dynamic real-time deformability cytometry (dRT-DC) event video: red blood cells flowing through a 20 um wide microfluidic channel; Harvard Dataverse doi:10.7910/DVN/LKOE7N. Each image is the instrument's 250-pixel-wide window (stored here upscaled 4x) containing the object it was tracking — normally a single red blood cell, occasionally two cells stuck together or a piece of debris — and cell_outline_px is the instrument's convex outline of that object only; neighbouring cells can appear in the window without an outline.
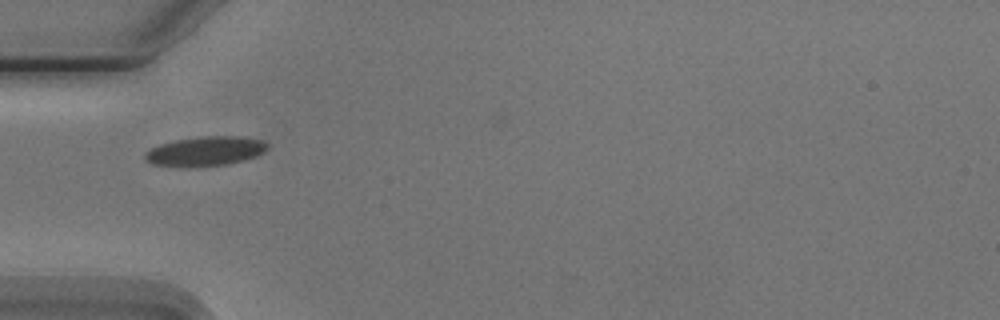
{"species": "Egyptian fruit bat (a non-hibernating species)", "species_latin": "Rousettus aegyptiacus", "temperature_condition": "cold", "stored_images_in_passage": 3, "camera_frame_rate_fps": 3000, "um_per_image_px": 0.085, "animal": {"sex": "male"}, "frame": {"image": 1, "passage_image": 1, "time_ms": 0.0, "image_size_px": [1000, 320], "cell_outline_px": [[268, 148], [264, 152], [256, 156], [244, 160], [228, 164], [196, 168], [180, 168], [152, 164], [144, 160], [144, 152], [160, 144], [176, 140], [200, 136], [244, 136], [264, 140], [268, 144]], "centroid_in_image_um": [17.45, 12.87], "position_along_channel_um": 67.6, "area_um2": 21.68}}
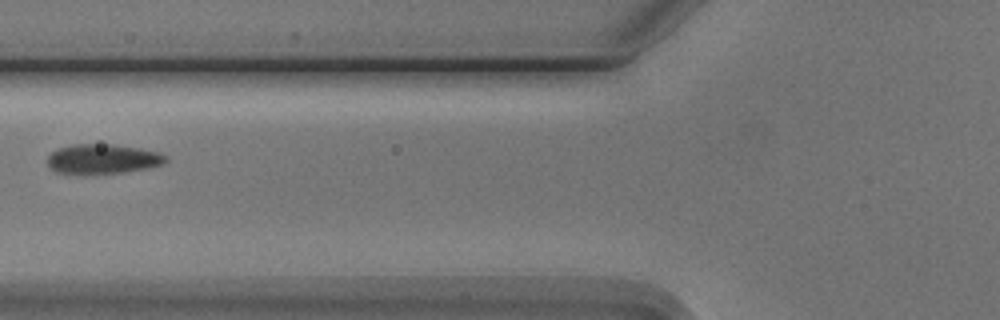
{"frame": {"image": 2, "passage_image": 2, "time_ms": 1.333, "image_size_px": [1000, 320], "cell_outline_px": [[168, 160], [160, 164], [144, 168], [124, 172], [84, 176], [80, 176], [56, 172], [48, 164], [48, 156], [56, 148], [72, 144], [112, 144], [140, 148], [160, 152], [168, 156]], "centroid_in_image_um": [8.68, 13.53], "position_along_channel_um": 117.1, "area_um2": 20.98}}
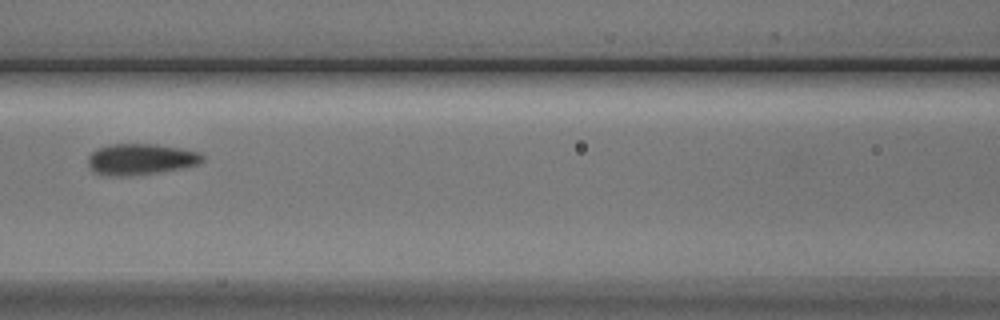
{"frame": {"image": 3, "passage_image": 3, "time_ms": 2.333, "image_size_px": [1000, 320], "cell_outline_px": [[204, 160], [196, 164], [180, 168], [156, 172], [124, 176], [112, 176], [92, 172], [88, 164], [88, 156], [96, 148], [112, 144], [156, 144], [184, 148], [200, 152], [204, 156]], "centroid_in_image_um": [11.94, 13.52], "position_along_channel_um": 154.7, "area_um2": 20.75}}